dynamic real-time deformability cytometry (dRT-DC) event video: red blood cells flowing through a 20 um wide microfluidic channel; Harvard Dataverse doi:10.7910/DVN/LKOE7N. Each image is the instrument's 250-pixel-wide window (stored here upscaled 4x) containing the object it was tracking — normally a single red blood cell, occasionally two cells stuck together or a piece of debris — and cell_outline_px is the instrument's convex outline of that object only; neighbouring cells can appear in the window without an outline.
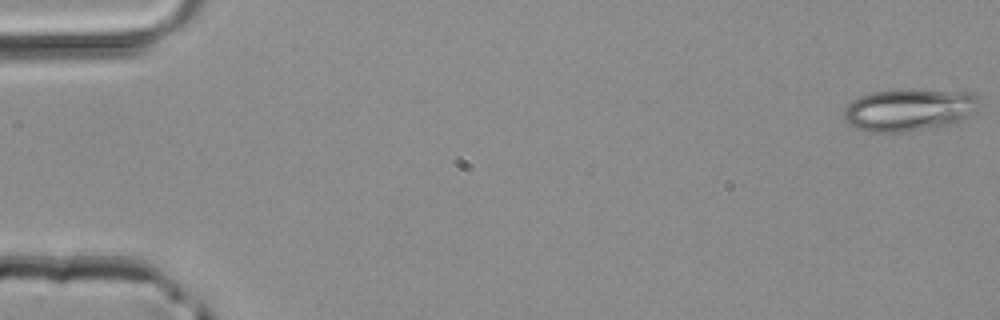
{"species": "common noctule bat (a hibernating species)", "species_latin": "Nyctalus noctula", "temperature_condition": "room temperature", "stored_images_in_passage": 4, "camera_frame_rate_fps": 3000, "um_per_image_px": 0.085, "animal": {"sex": "male", "body_mass_g": 20.4}, "frame": {"image": 1, "passage_image": 1, "time_ms": 0.0, "image_size_px": [1000, 320], "cell_outline_px": [[980, 108], [976, 112], [964, 120], [956, 124], [908, 132], [864, 132], [856, 128], [844, 116], [844, 112], [848, 104], [852, 100], [860, 96], [872, 92], [900, 88], [912, 88], [976, 92], [980, 96]], "centroid_in_image_um": [77.4, 9.31], "position_along_channel_um": 7.6, "area_um2": 34.68}}